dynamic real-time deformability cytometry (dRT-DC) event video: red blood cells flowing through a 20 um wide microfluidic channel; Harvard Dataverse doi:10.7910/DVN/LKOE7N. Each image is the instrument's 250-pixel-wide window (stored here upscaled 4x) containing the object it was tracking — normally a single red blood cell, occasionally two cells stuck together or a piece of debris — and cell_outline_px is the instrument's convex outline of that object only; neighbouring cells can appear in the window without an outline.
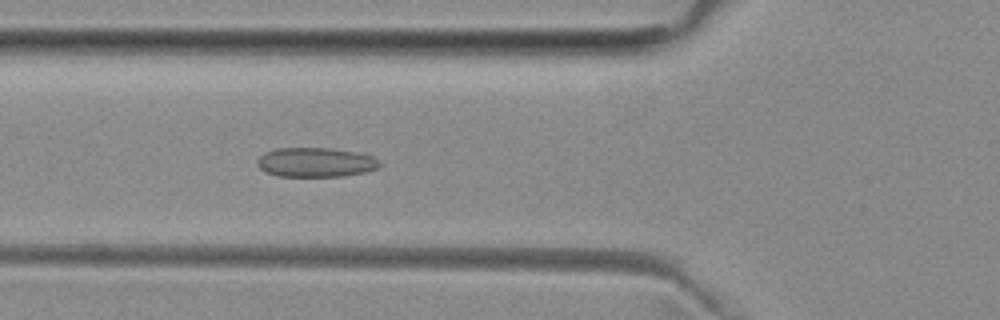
{"species": "common noctule bat (a hibernating species)", "species_latin": "Nyctalus noctula", "temperature_condition": "room temperature", "stored_images_in_passage": 5, "camera_frame_rate_fps": 3000, "um_per_image_px": 0.085, "animal": {"sex": "female", "body_mass_g": 29.2, "forearm_length_mm": 56.3}, "frame": {"image": 1, "passage_image": 5, "time_ms": 4.667, "image_size_px": [1000, 320], "cell_outline_px": [[380, 168], [364, 172], [344, 176], [276, 176], [260, 168], [256, 164], [256, 160], [264, 152], [276, 148], [332, 148], [368, 152], [380, 160]], "centroid_in_image_um": [26.91, 13.77], "position_along_channel_um": 98.9, "area_um2": 21.5}}